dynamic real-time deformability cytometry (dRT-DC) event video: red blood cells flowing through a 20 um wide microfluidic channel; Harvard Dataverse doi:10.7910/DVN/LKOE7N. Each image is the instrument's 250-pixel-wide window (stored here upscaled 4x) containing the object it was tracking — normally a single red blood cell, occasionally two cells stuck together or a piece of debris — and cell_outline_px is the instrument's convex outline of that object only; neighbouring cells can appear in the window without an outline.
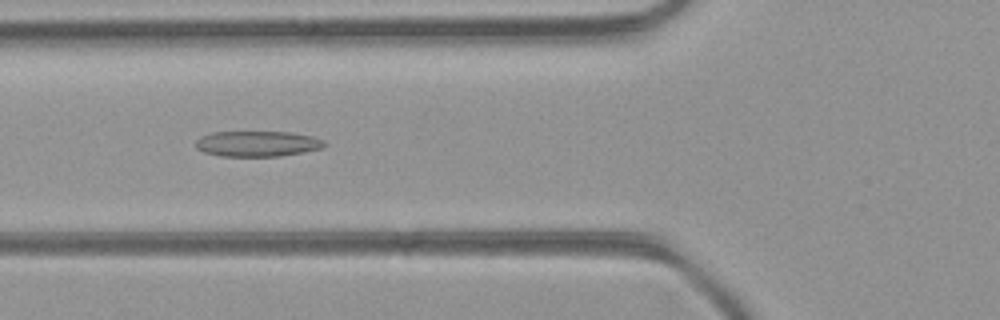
{"species": "common noctule bat (a hibernating species)", "species_latin": "Nyctalus noctula", "temperature_condition": "room temperature", "stored_images_in_passage": 40, "camera_frame_rate_fps": 3000, "um_per_image_px": 0.085, "animal": {"sex": "female", "body_mass_g": 21.9}, "frame": {"image": 1, "passage_image": 11, "time_ms": 3.333, "image_size_px": [1000, 320], "cell_outline_px": [[328, 144], [324, 148], [304, 152], [280, 156], [220, 156], [204, 152], [196, 148], [196, 140], [200, 136], [212, 132], [292, 132], [312, 136], [324, 140]], "centroid_in_image_um": [21.91, 12.21], "position_along_channel_um": 103.9, "area_um2": 19.36}}
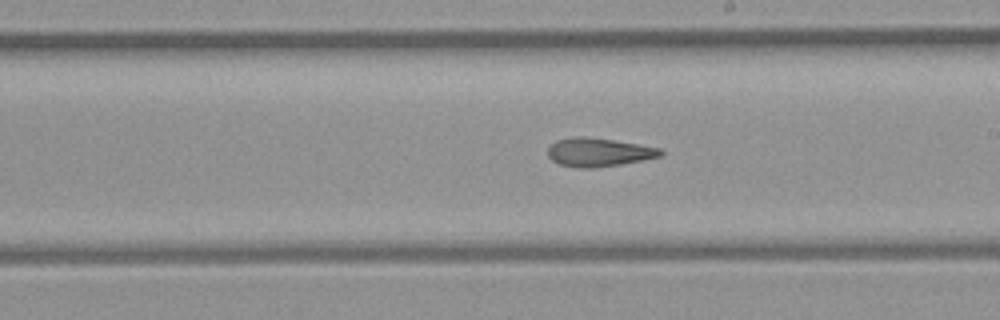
{"frame": {"image": 2, "passage_image": 20, "time_ms": 6.333, "image_size_px": [1000, 320], "cell_outline_px": [[664, 152], [660, 156], [620, 164], [592, 168], [580, 168], [560, 164], [552, 160], [548, 156], [548, 148], [556, 140], [580, 136], [584, 136], [612, 140], [660, 148]], "centroid_in_image_um": [50.85, 12.94], "position_along_channel_um": 238.1, "area_um2": 18.38}}
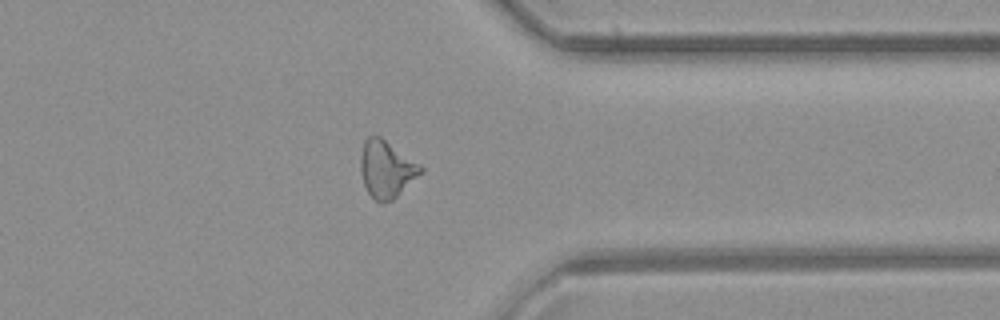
{"frame": {"image": 3, "passage_image": 30, "time_ms": 9.667, "image_size_px": [1000, 320], "cell_outline_px": [[424, 172], [392, 200], [384, 204], [376, 200], [368, 192], [364, 184], [360, 172], [360, 156], [364, 140], [368, 136], [380, 136], [420, 164], [424, 168]], "centroid_in_image_um": [32.85, 14.37], "position_along_channel_um": 378.6, "area_um2": 20.06}, "authors_computed_cell_mechanics": {"area_um2": 19.2763, "velocity_mm_per_s": 4.4581, "shape_relaxation_time_tau1_ms": null, "shape_relaxation_time_tau2_ms": 5.8213, "deformation_change_tau1": null, "deformation_change_tau2": 0.1811}}